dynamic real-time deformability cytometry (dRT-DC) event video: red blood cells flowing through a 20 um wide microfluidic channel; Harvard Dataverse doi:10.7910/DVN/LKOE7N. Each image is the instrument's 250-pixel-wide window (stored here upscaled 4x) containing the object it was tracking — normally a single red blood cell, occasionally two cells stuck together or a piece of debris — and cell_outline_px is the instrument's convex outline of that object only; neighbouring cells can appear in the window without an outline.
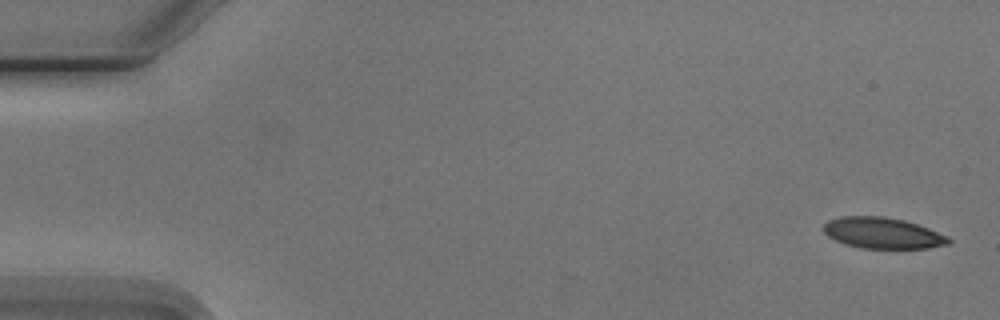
{"species": "Egyptian fruit bat (a non-hibernating species)", "species_latin": "Rousettus aegyptiacus", "temperature_condition": "cold", "stored_images_in_passage": 3, "camera_frame_rate_fps": 3000, "um_per_image_px": 0.085, "animal": {"sex": "male"}, "frame": {"image": 1, "passage_image": 1, "time_ms": 0.0, "image_size_px": [1000, 320], "cell_outline_px": [[952, 240], [948, 244], [928, 248], [860, 248], [844, 244], [828, 236], [824, 232], [824, 224], [828, 220], [840, 216], [884, 216], [904, 220], [928, 228]], "centroid_in_image_um": [74.98, 19.8], "position_along_channel_um": 10.0, "area_um2": 22.43}}